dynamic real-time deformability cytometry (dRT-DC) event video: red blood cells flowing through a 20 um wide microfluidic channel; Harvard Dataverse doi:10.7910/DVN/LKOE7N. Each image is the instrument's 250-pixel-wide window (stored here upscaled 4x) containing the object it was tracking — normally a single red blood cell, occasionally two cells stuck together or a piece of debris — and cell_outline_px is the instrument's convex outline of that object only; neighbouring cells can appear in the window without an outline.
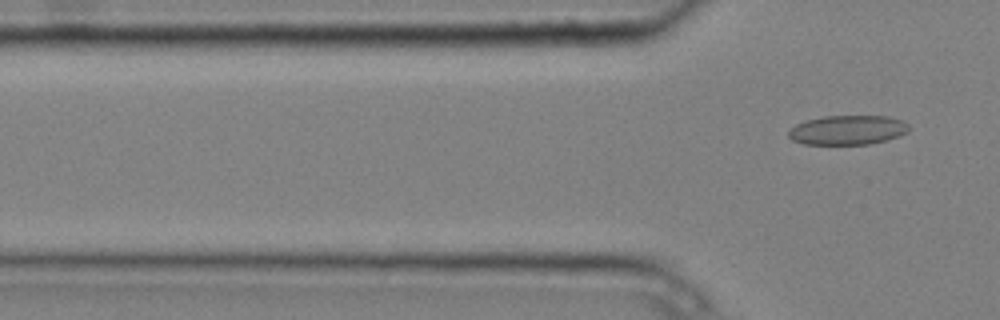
{"species": "common noctule bat (a hibernating species)", "species_latin": "Nyctalus noctula", "temperature_condition": "cold", "stored_images_in_passage": 6, "segment_of_instrument_passage": [2, 2], "camera_frame_rate_fps": 3000, "um_per_image_px": 0.085, "animal": {"sex": "male", "body_mass_g": 20.4}, "frame": {"image": 1, "passage_image": 6, "time_ms": 1.667, "image_size_px": [1000, 320], "cell_outline_px": [[908, 132], [900, 136], [868, 144], [804, 144], [792, 140], [788, 136], [788, 132], [796, 124], [808, 120], [824, 116], [888, 116], [900, 120], [908, 124]], "centroid_in_image_um": [72.05, 11.05], "position_along_channel_um": 53.8, "area_um2": 20.46}}